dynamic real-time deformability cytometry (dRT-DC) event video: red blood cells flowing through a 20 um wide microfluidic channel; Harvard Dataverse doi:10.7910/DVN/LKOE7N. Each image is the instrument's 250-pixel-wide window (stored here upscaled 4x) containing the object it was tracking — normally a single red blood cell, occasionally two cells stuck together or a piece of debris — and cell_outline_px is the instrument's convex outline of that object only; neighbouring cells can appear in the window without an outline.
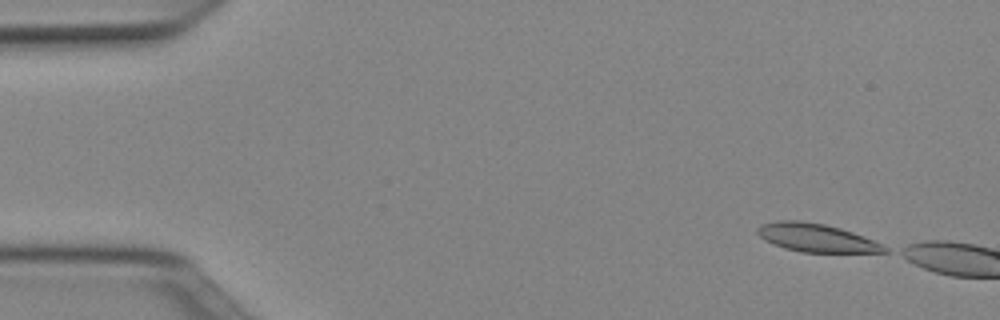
{"species": "Egyptian fruit bat (a non-hibernating species)", "species_latin": "Rousettus aegyptiacus", "temperature_condition": "cold", "stored_images_in_passage": 5, "camera_frame_rate_fps": 3000, "um_per_image_px": 0.085, "animal": {"sex": "female"}, "frame": {"image": 1, "passage_image": 1, "time_ms": 0.0, "image_size_px": [1000, 320], "cell_outline_px": [[888, 252], [800, 252], [784, 248], [764, 240], [756, 232], [756, 228], [760, 224], [776, 220], [800, 220], [824, 224], [840, 228], [864, 236], [888, 248]], "centroid_in_image_um": [69.32, 20.2], "position_along_channel_um": 15.7, "area_um2": 20.87}}